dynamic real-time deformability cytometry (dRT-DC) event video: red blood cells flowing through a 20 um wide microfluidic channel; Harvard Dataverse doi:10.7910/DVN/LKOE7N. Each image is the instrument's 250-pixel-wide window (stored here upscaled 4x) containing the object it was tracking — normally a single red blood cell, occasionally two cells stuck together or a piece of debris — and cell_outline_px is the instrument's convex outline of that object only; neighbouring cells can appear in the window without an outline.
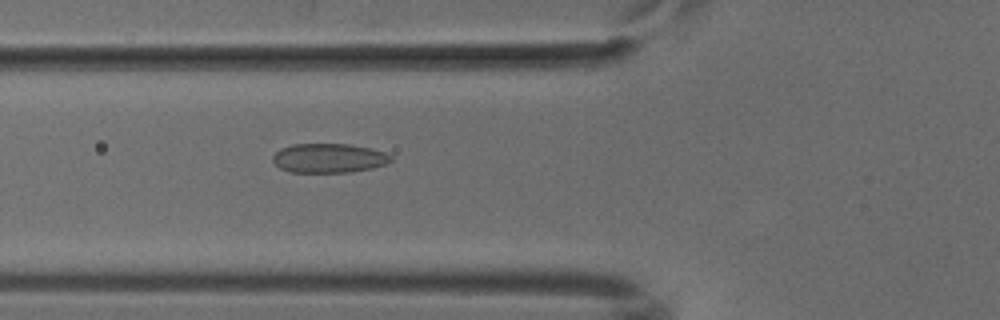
{"species": "common noctule bat (a hibernating species)", "species_latin": "Nyctalus noctula", "temperature_condition": "cold", "stored_images_in_passage": 39, "camera_frame_rate_fps": 3000, "um_per_image_px": 0.085, "animal": {"sex": "male", "body_mass_g": 18.8}, "frame": {"image": 1, "passage_image": 11, "time_ms": 3.333, "image_size_px": [1000, 320], "cell_outline_px": [[392, 160], [388, 164], [372, 168], [352, 172], [288, 172], [280, 168], [272, 160], [272, 156], [280, 148], [292, 144], [348, 144], [372, 148], [384, 152], [392, 156]], "centroid_in_image_um": [27.96, 13.44], "position_along_channel_um": 97.8, "area_um2": 20.35}}
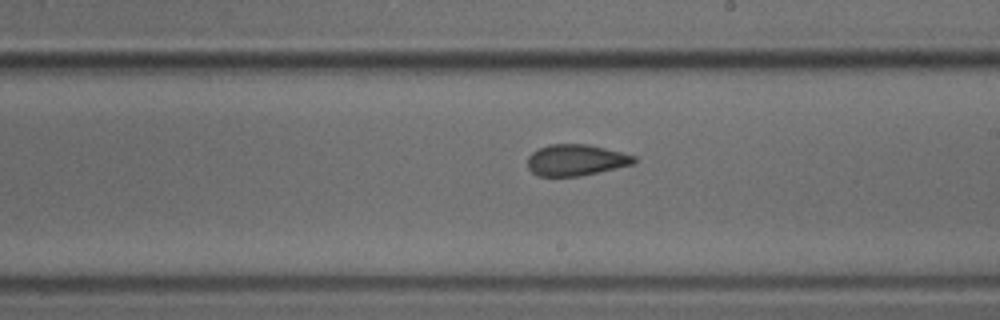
{"frame": {"image": 2, "passage_image": 22, "time_ms": 7.0, "image_size_px": [1000, 320], "cell_outline_px": [[636, 160], [632, 164], [580, 176], [536, 176], [528, 168], [528, 156], [532, 152], [548, 144], [588, 144], [636, 156]], "centroid_in_image_um": [48.91, 13.6], "position_along_channel_um": 240.1, "area_um2": 19.25}}
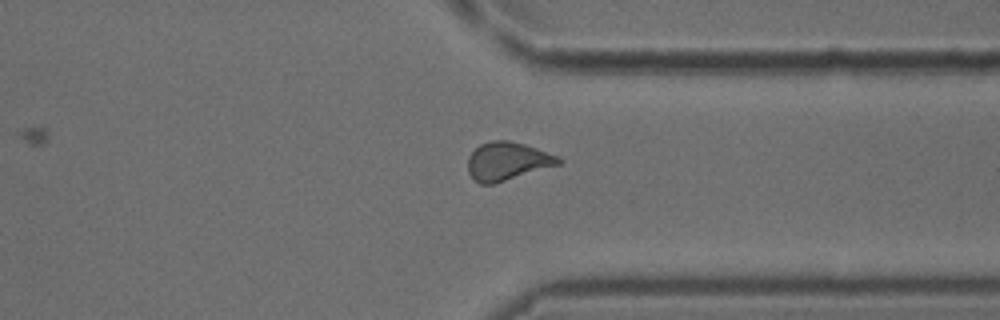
{"frame": {"image": 3, "passage_image": 32, "time_ms": 10.333, "image_size_px": [1000, 320], "cell_outline_px": [[564, 160], [560, 164], [492, 184], [480, 184], [468, 172], [468, 156], [480, 144], [492, 140], [508, 140], [524, 144], [560, 156]], "centroid_in_image_um": [43.14, 13.69], "position_along_channel_um": 368.3, "area_um2": 20.06}}